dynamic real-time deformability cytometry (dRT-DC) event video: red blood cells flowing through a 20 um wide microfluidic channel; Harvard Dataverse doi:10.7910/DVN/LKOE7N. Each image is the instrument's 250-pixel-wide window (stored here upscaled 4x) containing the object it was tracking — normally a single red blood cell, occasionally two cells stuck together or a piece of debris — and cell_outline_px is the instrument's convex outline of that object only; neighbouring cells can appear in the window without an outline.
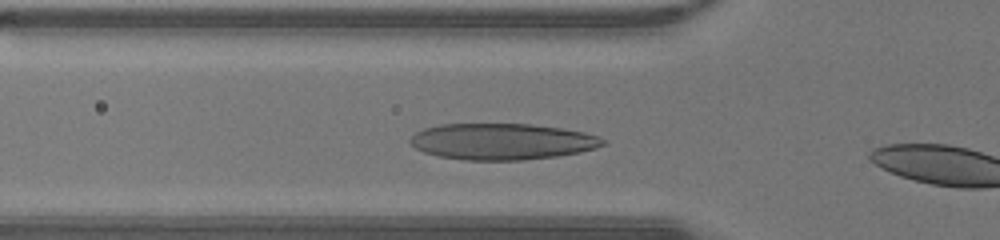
{"species": "human", "species_latin": "Homo sapiens", "temperature_condition": "warm", "stored_images_in_passage": 6, "camera_frame_rate_fps": 3000, "um_per_image_px": 0.085, "donor": {"sex": "male"}, "frame": {"image": 1, "passage_image": 4, "time_ms": 1.0, "image_size_px": [1000, 240], "cell_outline_px": [[604, 144], [596, 148], [580, 152], [556, 156], [524, 160], [464, 160], [440, 156], [424, 152], [416, 148], [408, 140], [416, 132], [424, 128], [440, 124], [532, 124], [560, 128], [584, 132], [600, 136], [604, 140]], "centroid_in_image_um": [42.67, 12.03], "position_along_channel_um": 83.1, "area_um2": 40.69}}